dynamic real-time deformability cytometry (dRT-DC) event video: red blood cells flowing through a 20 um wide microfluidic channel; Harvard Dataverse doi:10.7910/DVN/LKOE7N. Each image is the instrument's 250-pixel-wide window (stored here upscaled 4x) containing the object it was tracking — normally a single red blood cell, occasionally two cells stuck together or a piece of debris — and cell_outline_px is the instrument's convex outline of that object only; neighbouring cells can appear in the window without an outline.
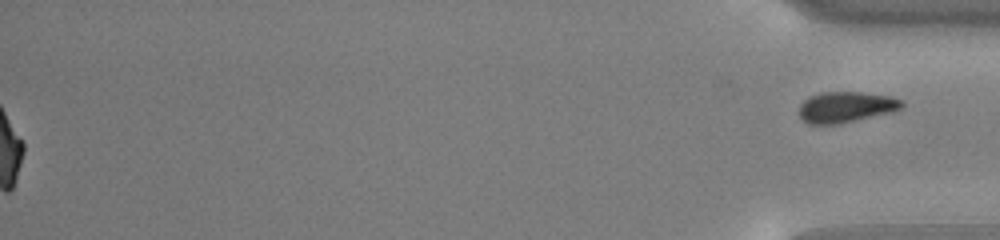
{"species": "common noctule bat (a hibernating species)", "species_latin": "Nyctalus noctula", "temperature_condition": "cold", "stored_images_in_passage": 48, "segment_of_instrument_passage": [2, 2], "camera_frame_rate_fps": 3000, "um_per_image_px": 0.085, "animal": {"sex": "male", "body_mass_g": 13.0, "forearm_length_mm": 53.1}, "frame": {"image": 1, "passage_image": 48, "time_ms": 15.667, "image_size_px": [1000, 240], "cell_outline_px": [[904, 108], [892, 112], [840, 124], [808, 124], [800, 116], [800, 104], [808, 96], [820, 92], [864, 92], [892, 96], [904, 100]], "centroid_in_image_um": [71.95, 9.09], "position_along_channel_um": 363.2, "area_um2": 18.79}}